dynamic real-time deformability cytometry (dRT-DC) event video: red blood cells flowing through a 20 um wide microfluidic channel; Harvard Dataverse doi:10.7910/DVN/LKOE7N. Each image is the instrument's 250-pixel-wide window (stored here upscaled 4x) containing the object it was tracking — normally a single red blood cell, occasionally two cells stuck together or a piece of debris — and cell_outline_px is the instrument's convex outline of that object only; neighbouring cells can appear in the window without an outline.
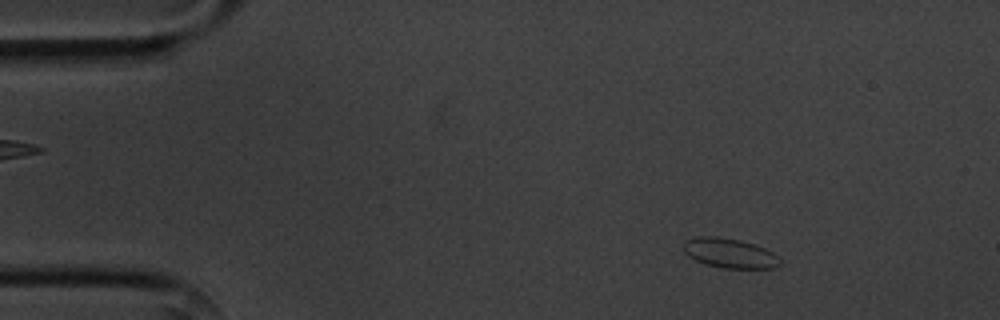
{"species": "common noctule bat (a hibernating species)", "species_latin": "Nyctalus noctula", "temperature_condition": "cold", "stored_images_in_passage": 6, "camera_frame_rate_fps": 3000, "um_per_image_px": 0.085, "animal": {"sex": "male", "body_mass_g": 20.1, "forearm_length_mm": 53.5}, "frame": {"image": 1, "passage_image": 2, "time_ms": 1.0, "image_size_px": [1000, 320], "cell_outline_px": [[784, 260], [776, 268], [720, 268], [704, 264], [688, 256], [684, 252], [684, 240], [696, 236], [720, 236], [740, 240], [764, 248], [780, 256]], "centroid_in_image_um": [62.03, 21.52], "position_along_channel_um": 23.0, "area_um2": 16.99}}
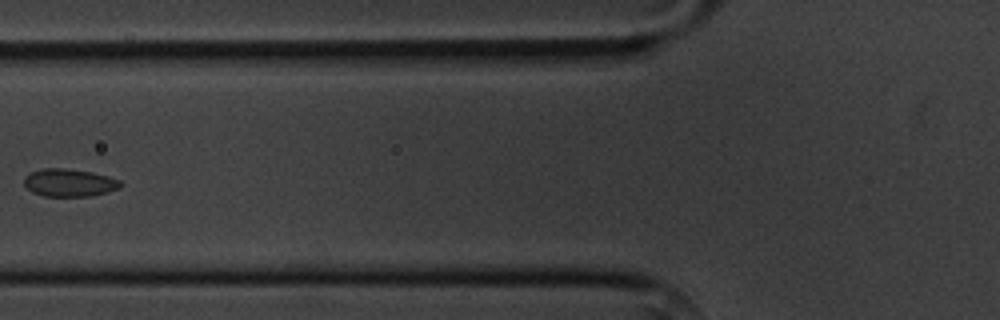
{"frame": {"image": 2, "passage_image": 5, "time_ms": 5.667, "image_size_px": [1000, 320], "cell_outline_px": [[124, 184], [120, 188], [108, 192], [88, 196], [44, 196], [32, 192], [24, 184], [24, 180], [32, 172], [44, 168], [64, 168], [92, 172], [108, 176], [120, 180]], "centroid_in_image_um": [5.94, 15.53], "position_along_channel_um": 119.9, "area_um2": 15.49}}
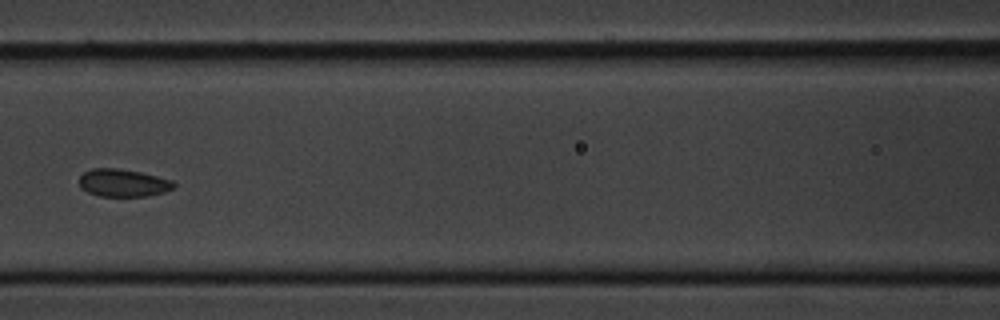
{"frame": {"image": 3, "passage_image": 6, "time_ms": 6.667, "image_size_px": [1000, 320], "cell_outline_px": [[176, 184], [172, 188], [164, 192], [148, 196], [100, 196], [88, 192], [80, 188], [80, 176], [84, 172], [92, 168], [116, 168], [140, 172], [172, 180]], "centroid_in_image_um": [10.45, 15.54], "position_along_channel_um": 156.2, "area_um2": 15.14}}